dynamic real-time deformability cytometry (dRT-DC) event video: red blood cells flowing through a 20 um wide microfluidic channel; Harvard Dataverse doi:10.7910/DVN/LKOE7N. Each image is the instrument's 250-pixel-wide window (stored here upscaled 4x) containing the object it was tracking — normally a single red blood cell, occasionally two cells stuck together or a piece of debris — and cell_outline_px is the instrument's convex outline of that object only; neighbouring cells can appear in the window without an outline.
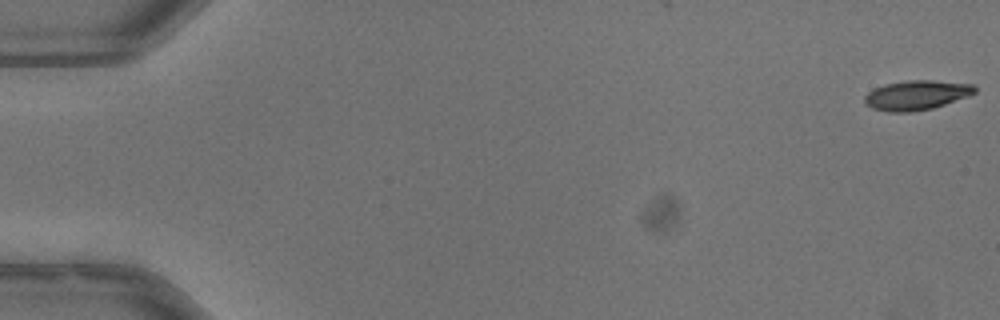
{"species": "common noctule bat (a hibernating species)", "species_latin": "Nyctalus noctula", "temperature_condition": "warm", "stored_images_in_passage": 53, "camera_frame_rate_fps": 3000, "um_per_image_px": 0.085, "animal": {"sex": "male", "body_mass_g": 13.3}, "frame": {"image": 1, "passage_image": 1, "time_ms": 0.0, "image_size_px": [1000, 320], "cell_outline_px": [[976, 92], [968, 96], [932, 108], [912, 112], [888, 112], [872, 108], [864, 104], [864, 96], [868, 92], [884, 84], [908, 80], [932, 80], [972, 84], [976, 88]], "centroid_in_image_um": [77.87, 8.09], "position_along_channel_um": 7.1, "area_um2": 18.96}}
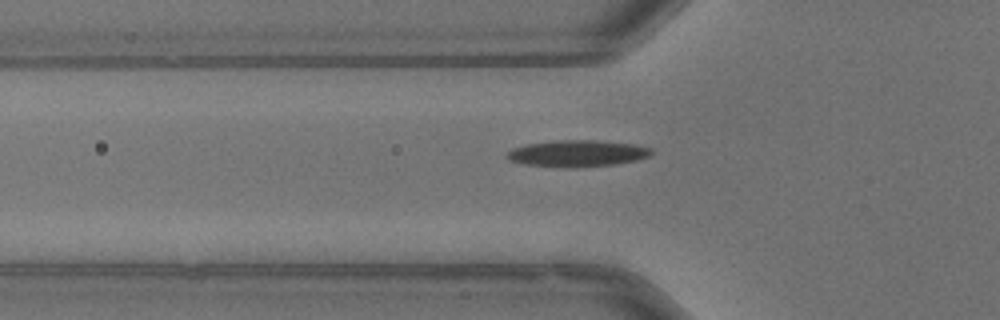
{"frame": {"image": 2, "passage_image": 19, "time_ms": 6.0, "image_size_px": [1000, 320], "cell_outline_px": [[652, 152], [648, 156], [636, 160], [612, 164], [576, 168], [572, 168], [524, 164], [508, 160], [504, 156], [512, 148], [524, 144], [552, 140], [596, 140], [636, 144], [652, 148]], "centroid_in_image_um": [49.02, 13.03], "position_along_channel_um": 76.8, "area_um2": 22.54}}
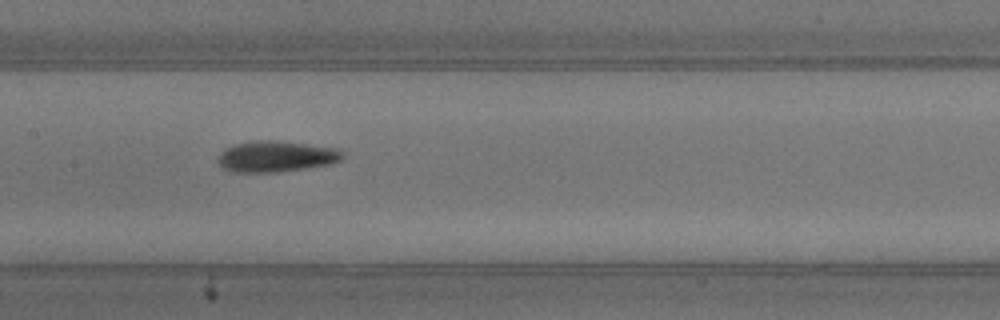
{"frame": {"image": 3, "passage_image": 27, "time_ms": 8.667, "image_size_px": [1000, 320], "cell_outline_px": [[344, 156], [340, 160], [332, 164], [276, 172], [232, 172], [220, 168], [216, 160], [216, 156], [224, 148], [236, 144], [252, 140], [272, 140], [340, 148], [344, 152]], "centroid_in_image_um": [23.42, 13.3], "position_along_channel_um": 184.0, "area_um2": 22.89}, "authors_computed_cell_mechanics": {"area_um2": 20.2878, "velocity_mm_per_s": 3.9802, "shape_relaxation_time_tau1_ms": null, "shape_relaxation_time_tau2_ms": 3.8235, "deformation_change_tau1": null, "deformation_change_tau2": 0.1138}}